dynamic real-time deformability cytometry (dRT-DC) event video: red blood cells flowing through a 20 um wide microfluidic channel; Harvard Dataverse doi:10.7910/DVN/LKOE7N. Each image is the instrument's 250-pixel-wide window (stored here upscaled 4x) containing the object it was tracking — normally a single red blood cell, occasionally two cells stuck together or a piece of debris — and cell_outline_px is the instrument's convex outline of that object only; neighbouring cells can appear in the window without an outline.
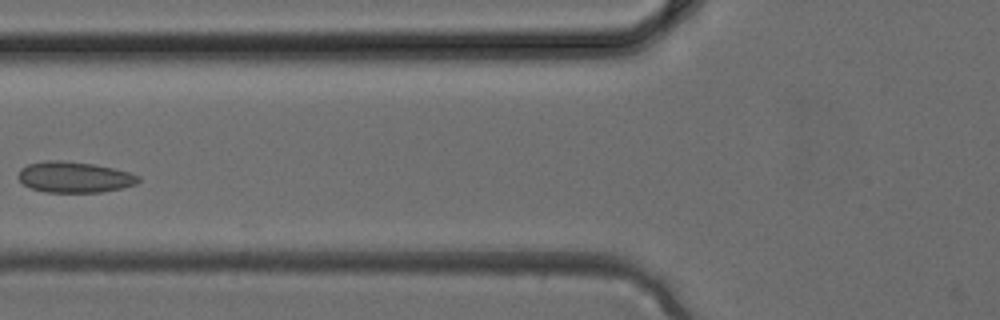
{"species": "common noctule bat (a hibernating species)", "species_latin": "Nyctalus noctula", "temperature_condition": "cold", "stored_images_in_passage": 2, "camera_frame_rate_fps": 3000, "um_per_image_px": 0.085, "animal": {"sex": "female", "body_mass_g": 24.6, "forearm_length_mm": 56.2}, "frame": {"image": 1, "passage_image": 2, "time_ms": 0.333, "image_size_px": [1000, 320], "cell_outline_px": [[140, 180], [136, 184], [120, 188], [100, 192], [44, 192], [32, 188], [24, 184], [16, 176], [20, 168], [28, 164], [44, 160], [60, 160], [92, 164], [112, 168], [128, 172], [140, 176]], "centroid_in_image_um": [6.28, 15.05], "position_along_channel_um": 119.5, "area_um2": 21.56}}